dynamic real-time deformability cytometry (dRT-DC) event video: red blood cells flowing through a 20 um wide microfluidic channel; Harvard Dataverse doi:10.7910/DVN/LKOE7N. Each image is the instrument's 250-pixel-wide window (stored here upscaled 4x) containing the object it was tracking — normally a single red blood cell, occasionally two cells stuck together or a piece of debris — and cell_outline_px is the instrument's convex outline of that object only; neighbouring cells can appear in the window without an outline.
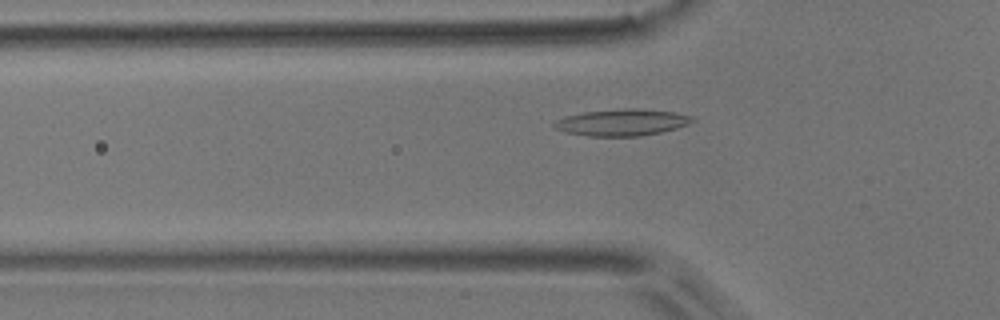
{"species": "common noctule bat (a hibernating species)", "species_latin": "Nyctalus noctula", "temperature_condition": "room temperature", "stored_images_in_passage": 43, "camera_frame_rate_fps": 3000, "um_per_image_px": 0.085, "animal": {"sex": "male", "body_mass_g": 17.9}, "frame": {"image": 1, "passage_image": 14, "time_ms": 4.333, "image_size_px": [1000, 320], "cell_outline_px": [[696, 120], [688, 124], [676, 128], [660, 132], [640, 136], [588, 136], [568, 132], [556, 128], [552, 124], [556, 120], [564, 116], [584, 112], [624, 108], [640, 108], [672, 112], [692, 116]], "centroid_in_image_um": [52.87, 10.39], "position_along_channel_um": 72.9, "area_um2": 21.33}}
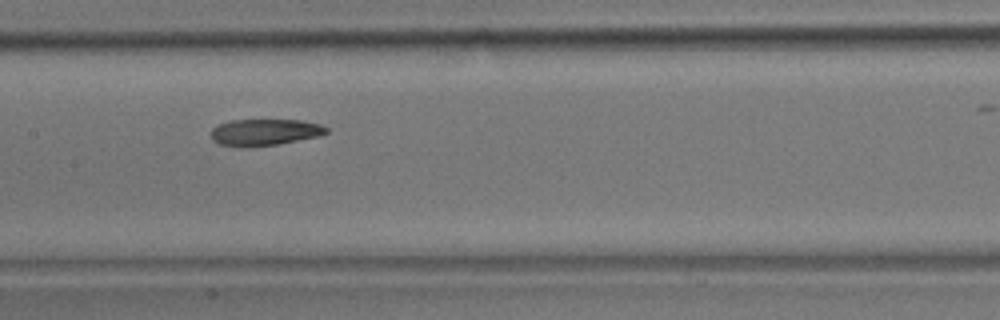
{"frame": {"image": 2, "passage_image": 23, "time_ms": 7.333, "image_size_px": [1000, 320], "cell_outline_px": [[328, 132], [316, 136], [276, 144], [244, 148], [240, 148], [220, 144], [212, 140], [212, 128], [216, 124], [232, 120], [300, 120], [320, 124], [328, 128]], "centroid_in_image_um": [22.43, 11.24], "position_along_channel_um": 185.0, "area_um2": 17.8}}
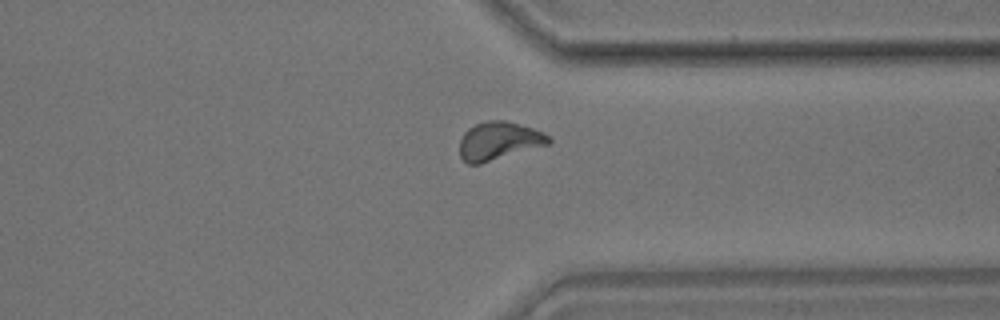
{"frame": {"image": 3, "passage_image": 38, "time_ms": 12.333, "image_size_px": [1000, 320], "cell_outline_px": [[552, 144], [480, 164], [468, 164], [460, 156], [460, 140], [464, 132], [468, 128], [484, 120], [504, 120], [520, 124], [532, 128], [548, 136], [552, 140]], "centroid_in_image_um": [42.41, 11.98], "position_along_channel_um": 369.0, "area_um2": 19.94}}